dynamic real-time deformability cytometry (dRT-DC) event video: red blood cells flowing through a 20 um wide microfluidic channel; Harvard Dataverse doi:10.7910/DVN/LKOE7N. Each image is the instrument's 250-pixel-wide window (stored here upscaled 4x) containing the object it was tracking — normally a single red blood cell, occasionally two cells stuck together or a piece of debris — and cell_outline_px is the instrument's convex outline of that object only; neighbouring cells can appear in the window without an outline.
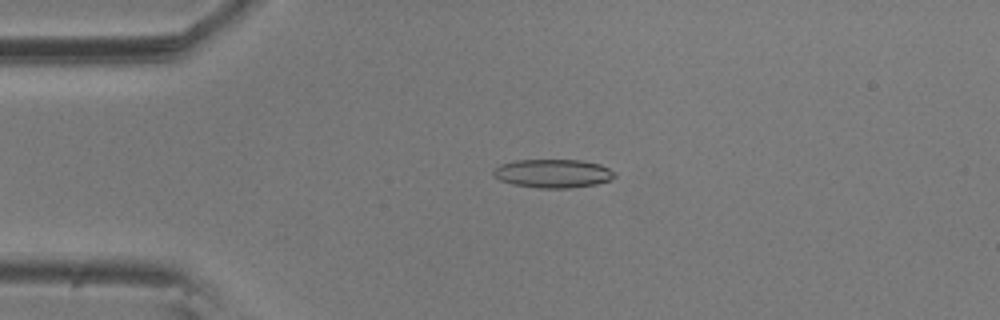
{"species": "common noctule bat (a hibernating species)", "species_latin": "Nyctalus noctula", "temperature_condition": "room temperature", "stored_images_in_passage": 4, "camera_frame_rate_fps": 3000, "um_per_image_px": 0.085, "animal": {"sex": "male", "body_mass_g": 20.5, "forearm_length_mm": 52.5}, "frame": {"image": 1, "passage_image": 3, "time_ms": 0.667, "image_size_px": [1000, 320], "cell_outline_px": [[616, 176], [608, 180], [596, 184], [568, 188], [540, 188], [512, 184], [500, 180], [492, 172], [500, 164], [516, 160], [580, 160], [600, 164], [616, 172]], "centroid_in_image_um": [47.02, 14.74], "position_along_channel_um": 38.0, "area_um2": 20.06}}